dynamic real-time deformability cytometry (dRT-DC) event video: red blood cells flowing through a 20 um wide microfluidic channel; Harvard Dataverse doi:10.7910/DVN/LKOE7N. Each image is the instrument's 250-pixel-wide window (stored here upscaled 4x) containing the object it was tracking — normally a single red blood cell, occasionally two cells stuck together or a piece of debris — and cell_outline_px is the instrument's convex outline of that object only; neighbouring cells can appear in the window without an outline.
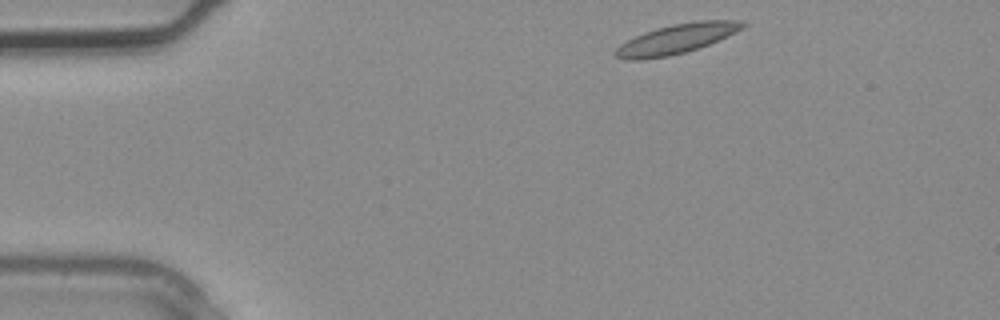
{"species": "common noctule bat (a hibernating species)", "species_latin": "Nyctalus noctula", "temperature_condition": "warm", "stored_images_in_passage": 2, "segment_of_instrument_passage": [2, 2], "camera_frame_rate_fps": 3000, "um_per_image_px": 0.085, "animal": {"sex": "male", "body_mass_g": 20.4}, "frame": {"image": 1, "passage_image": 2, "time_ms": 0.333, "image_size_px": [1000, 320], "cell_outline_px": [[748, 24], [736, 32], [708, 44], [684, 52], [668, 56], [640, 60], [624, 60], [616, 56], [612, 52], [620, 44], [644, 32], [656, 28], [672, 24], [700, 20], [740, 20]], "centroid_in_image_um": [57.47, 3.3], "position_along_channel_um": 27.5, "area_um2": 21.79}}